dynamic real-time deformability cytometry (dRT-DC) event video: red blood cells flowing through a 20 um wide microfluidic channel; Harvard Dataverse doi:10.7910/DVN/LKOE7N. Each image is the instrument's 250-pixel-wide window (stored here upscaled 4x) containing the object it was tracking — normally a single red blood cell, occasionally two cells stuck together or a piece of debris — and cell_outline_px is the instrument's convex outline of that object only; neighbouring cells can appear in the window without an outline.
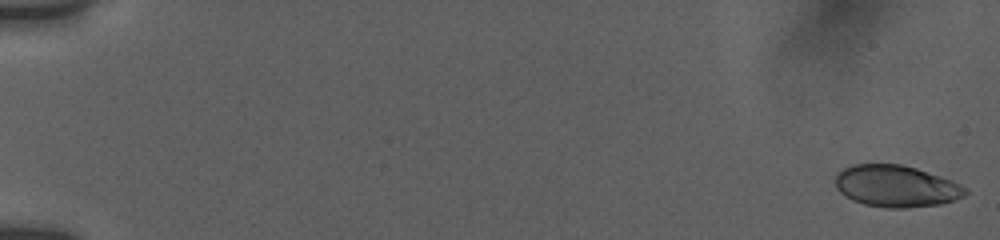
{"species": "human", "species_latin": "Homo sapiens", "temperature_condition": "room temperature", "stored_images_in_passage": 56, "camera_frame_rate_fps": 3000, "um_per_image_px": 0.085, "donor": {"sex": "female"}, "frame": {"image": 1, "passage_image": 1, "time_ms": 0.0, "image_size_px": [1000, 240], "cell_outline_px": [[968, 192], [964, 196], [956, 200], [940, 204], [908, 208], [884, 208], [864, 204], [852, 200], [840, 192], [836, 188], [836, 172], [852, 164], [900, 164], [916, 168], [952, 180], [968, 188]], "centroid_in_image_um": [76.18, 15.83], "position_along_channel_um": 8.8, "area_um2": 31.85}}
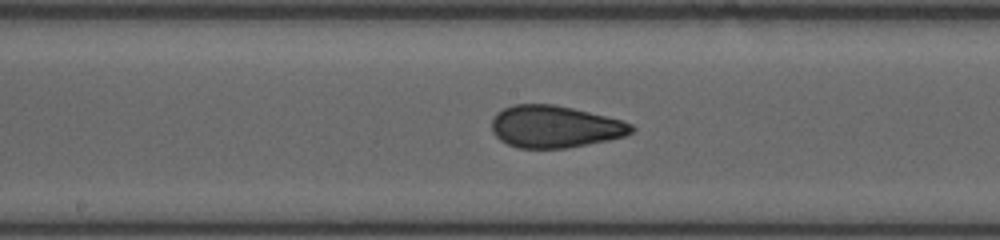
{"frame": {"image": 2, "passage_image": 31, "time_ms": 10.0, "image_size_px": [1000, 240], "cell_outline_px": [[636, 128], [632, 132], [624, 136], [608, 140], [568, 148], [520, 148], [508, 144], [500, 140], [492, 132], [492, 120], [496, 112], [512, 104], [552, 104], [572, 108], [624, 120], [632, 124]], "centroid_in_image_um": [47.17, 10.76], "position_along_channel_um": 201.0, "area_um2": 34.39}}
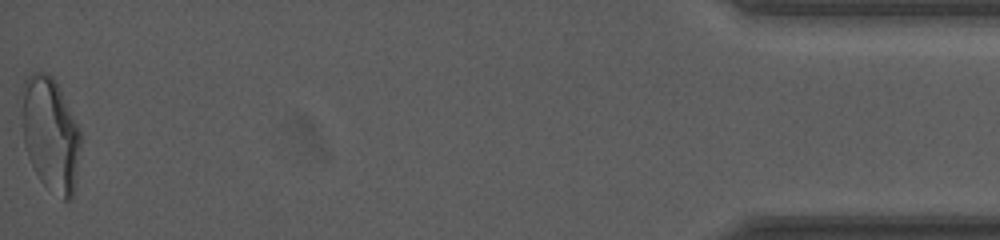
{"frame": {"image": 3, "passage_image": 56, "time_ms": 18.333, "image_size_px": [1000, 240], "cell_outline_px": [[80, 144], [76, 172], [72, 196], [68, 200], [64, 200], [44, 184], [40, 180], [28, 156], [24, 144], [20, 112], [20, 88], [24, 80], [32, 72], [48, 72], [56, 80], [80, 128]], "centroid_in_image_um": [4.24, 11.3], "position_along_channel_um": 431.0, "area_um2": 39.42}, "authors_computed_cell_mechanics": {"area_um2": 33.7263, "velocity_mm_per_s": 3.7771, "shape_relaxation_time_tau1_ms": 5.1371, "shape_relaxation_time_tau2_ms": 0.9557, "deformation_change_tau1": 0.1619, "deformation_change_tau2": 0.0629}}